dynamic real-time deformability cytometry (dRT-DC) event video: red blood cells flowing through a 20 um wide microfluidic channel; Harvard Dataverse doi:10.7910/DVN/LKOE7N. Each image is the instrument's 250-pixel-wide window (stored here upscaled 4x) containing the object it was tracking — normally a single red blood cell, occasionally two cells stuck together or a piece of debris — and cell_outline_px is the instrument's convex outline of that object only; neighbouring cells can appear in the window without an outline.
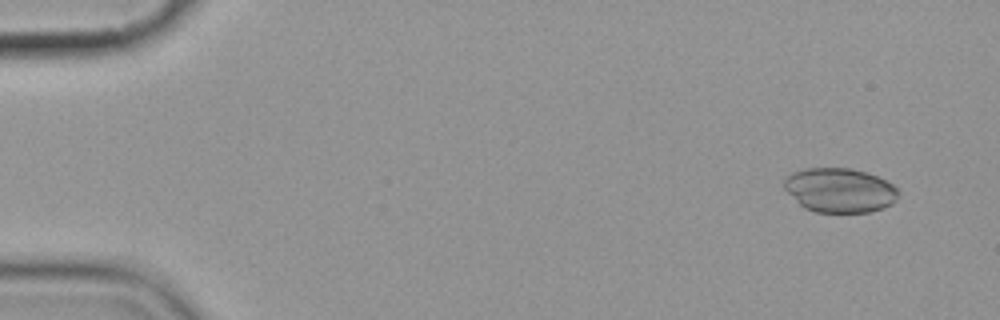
{"species": "common noctule bat (a hibernating species)", "species_latin": "Nyctalus noctula", "temperature_condition": "cold", "stored_images_in_passage": 6, "camera_frame_rate_fps": 3000, "um_per_image_px": 0.085, "animal": {"sex": "female", "body_mass_g": 19.9}, "frame": {"image": 1, "passage_image": 2, "time_ms": 1.0, "image_size_px": [1000, 320], "cell_outline_px": [[896, 200], [892, 204], [884, 208], [868, 212], [816, 212], [804, 208], [784, 188], [784, 176], [792, 172], [804, 168], [852, 168], [868, 172], [892, 184], [896, 188]], "centroid_in_image_um": [71.35, 16.16], "position_along_channel_um": 13.7, "area_um2": 29.54}}